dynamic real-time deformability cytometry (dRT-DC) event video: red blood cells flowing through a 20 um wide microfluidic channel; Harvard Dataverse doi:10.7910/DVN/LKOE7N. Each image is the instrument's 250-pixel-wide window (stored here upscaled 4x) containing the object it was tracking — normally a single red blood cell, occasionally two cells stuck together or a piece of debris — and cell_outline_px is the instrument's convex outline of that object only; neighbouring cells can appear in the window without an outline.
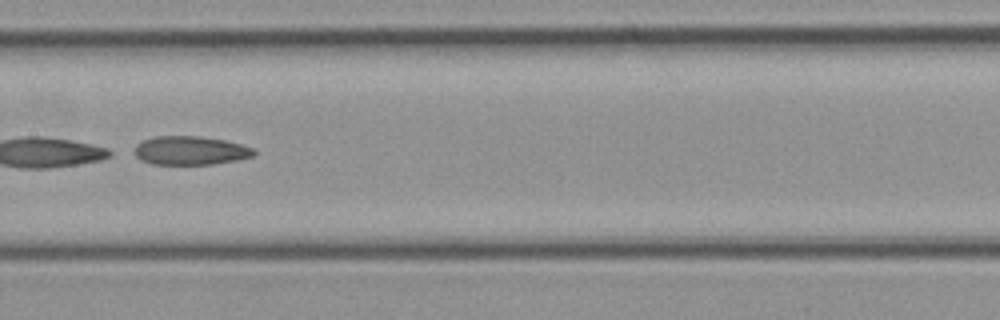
{"species": "common noctule bat (a hibernating species)", "species_latin": "Nyctalus noctula", "temperature_condition": "cold", "stored_images_in_passage": 27, "camera_frame_rate_fps": 3000, "um_per_image_px": 0.085, "animal": {"sex": "female", "body_mass_g": 21.9}, "frame": {"image": 1, "passage_image": 12, "time_ms": 3.667, "image_size_px": [1000, 320], "cell_outline_px": [[256, 152], [252, 156], [236, 160], [212, 164], [152, 164], [140, 160], [136, 156], [136, 144], [144, 140], [156, 136], [200, 136], [224, 140], [240, 144], [252, 148]], "centroid_in_image_um": [16.17, 12.79], "position_along_channel_um": 191.2, "area_um2": 19.77}}
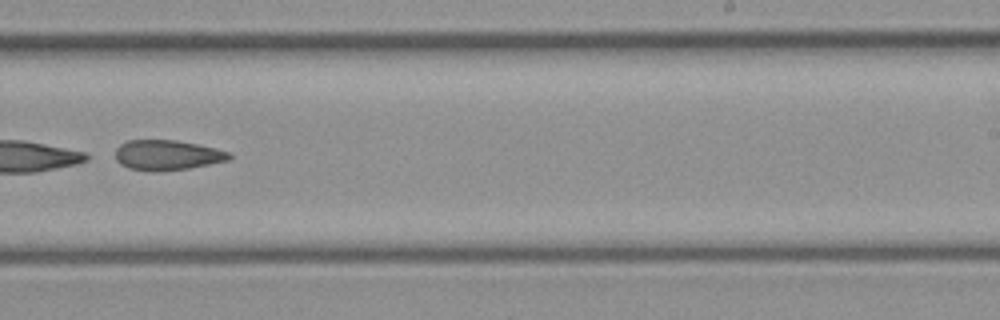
{"frame": {"image": 2, "passage_image": 16, "time_ms": 5.0, "image_size_px": [1000, 320], "cell_outline_px": [[232, 156], [228, 160], [188, 168], [156, 172], [152, 172], [128, 168], [120, 164], [116, 160], [116, 148], [120, 144], [128, 140], [176, 140], [216, 148], [232, 152]], "centroid_in_image_um": [14.2, 13.18], "position_along_channel_um": 274.8, "area_um2": 20.06}}